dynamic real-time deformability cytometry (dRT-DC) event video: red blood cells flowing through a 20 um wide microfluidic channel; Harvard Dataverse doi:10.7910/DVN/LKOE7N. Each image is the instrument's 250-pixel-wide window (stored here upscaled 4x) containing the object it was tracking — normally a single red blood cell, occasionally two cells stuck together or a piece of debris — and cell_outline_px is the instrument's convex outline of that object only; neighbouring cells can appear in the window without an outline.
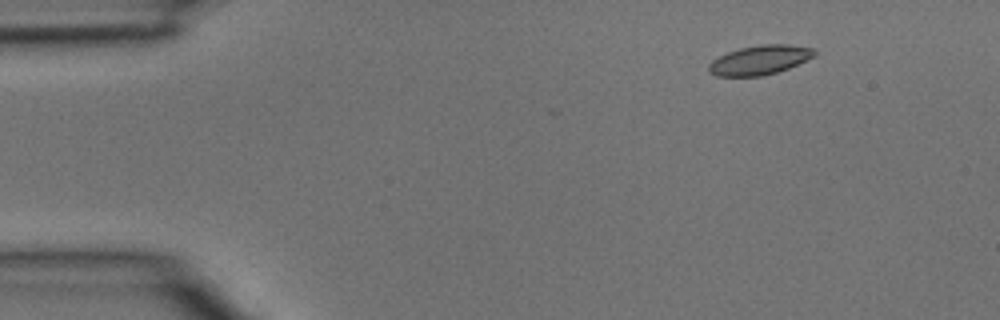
{"species": "common noctule bat (a hibernating species)", "species_latin": "Nyctalus noctula", "temperature_condition": "room temperature", "stored_images_in_passage": 3, "camera_frame_rate_fps": 3000, "um_per_image_px": 0.085, "animal": {"sex": "male", "body_mass_g": 15.6}, "frame": {"image": 1, "passage_image": 1, "time_ms": 0.0, "image_size_px": [1000, 320], "cell_outline_px": [[816, 56], [788, 68], [776, 72], [760, 76], [716, 76], [708, 72], [708, 64], [712, 60], [728, 52], [740, 48], [760, 44], [788, 44], [812, 48], [816, 52]], "centroid_in_image_um": [64.57, 5.1], "position_along_channel_um": 20.4, "area_um2": 18.03}}